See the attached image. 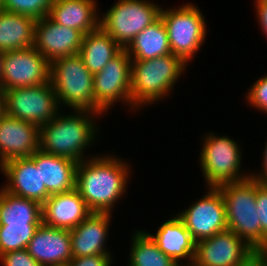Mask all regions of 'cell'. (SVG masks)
<instances>
[{"label":"cell","mask_w":267,"mask_h":266,"mask_svg":"<svg viewBox=\"0 0 267 266\" xmlns=\"http://www.w3.org/2000/svg\"><path fill=\"white\" fill-rule=\"evenodd\" d=\"M111 255H94L86 257L72 258L68 266H111Z\"/></svg>","instance_id":"33"},{"label":"cell","mask_w":267,"mask_h":266,"mask_svg":"<svg viewBox=\"0 0 267 266\" xmlns=\"http://www.w3.org/2000/svg\"><path fill=\"white\" fill-rule=\"evenodd\" d=\"M256 251L227 229L196 242L194 266H240Z\"/></svg>","instance_id":"13"},{"label":"cell","mask_w":267,"mask_h":266,"mask_svg":"<svg viewBox=\"0 0 267 266\" xmlns=\"http://www.w3.org/2000/svg\"><path fill=\"white\" fill-rule=\"evenodd\" d=\"M50 82V62L29 47L5 52L0 93L4 90Z\"/></svg>","instance_id":"11"},{"label":"cell","mask_w":267,"mask_h":266,"mask_svg":"<svg viewBox=\"0 0 267 266\" xmlns=\"http://www.w3.org/2000/svg\"><path fill=\"white\" fill-rule=\"evenodd\" d=\"M160 17L167 29L171 53L189 65L206 40L207 26L201 10L186 3L177 8H161Z\"/></svg>","instance_id":"6"},{"label":"cell","mask_w":267,"mask_h":266,"mask_svg":"<svg viewBox=\"0 0 267 266\" xmlns=\"http://www.w3.org/2000/svg\"><path fill=\"white\" fill-rule=\"evenodd\" d=\"M74 111L67 115H63V111L59 112L40 127L39 150L78 163L87 159L84 158L87 157L84 152L91 147L90 144L94 143L98 135L94 121L101 113L91 110Z\"/></svg>","instance_id":"2"},{"label":"cell","mask_w":267,"mask_h":266,"mask_svg":"<svg viewBox=\"0 0 267 266\" xmlns=\"http://www.w3.org/2000/svg\"><path fill=\"white\" fill-rule=\"evenodd\" d=\"M187 66L172 53L154 59L132 60L131 109L154 104L169 95Z\"/></svg>","instance_id":"4"},{"label":"cell","mask_w":267,"mask_h":266,"mask_svg":"<svg viewBox=\"0 0 267 266\" xmlns=\"http://www.w3.org/2000/svg\"><path fill=\"white\" fill-rule=\"evenodd\" d=\"M40 167L41 182L49 195L65 193L76 188L78 162L37 150L31 157Z\"/></svg>","instance_id":"20"},{"label":"cell","mask_w":267,"mask_h":266,"mask_svg":"<svg viewBox=\"0 0 267 266\" xmlns=\"http://www.w3.org/2000/svg\"><path fill=\"white\" fill-rule=\"evenodd\" d=\"M83 37L81 31L60 25L46 16L35 22L33 47L51 63L79 54Z\"/></svg>","instance_id":"14"},{"label":"cell","mask_w":267,"mask_h":266,"mask_svg":"<svg viewBox=\"0 0 267 266\" xmlns=\"http://www.w3.org/2000/svg\"><path fill=\"white\" fill-rule=\"evenodd\" d=\"M156 234L146 232L159 249L172 257L179 265L182 260L193 263L196 241L178 215L166 220L158 227Z\"/></svg>","instance_id":"21"},{"label":"cell","mask_w":267,"mask_h":266,"mask_svg":"<svg viewBox=\"0 0 267 266\" xmlns=\"http://www.w3.org/2000/svg\"><path fill=\"white\" fill-rule=\"evenodd\" d=\"M240 266H267V252H256Z\"/></svg>","instance_id":"36"},{"label":"cell","mask_w":267,"mask_h":266,"mask_svg":"<svg viewBox=\"0 0 267 266\" xmlns=\"http://www.w3.org/2000/svg\"><path fill=\"white\" fill-rule=\"evenodd\" d=\"M132 60H148L171 54L167 29L159 17L125 48Z\"/></svg>","instance_id":"25"},{"label":"cell","mask_w":267,"mask_h":266,"mask_svg":"<svg viewBox=\"0 0 267 266\" xmlns=\"http://www.w3.org/2000/svg\"><path fill=\"white\" fill-rule=\"evenodd\" d=\"M54 0H2V10L29 16L35 21L49 15Z\"/></svg>","instance_id":"29"},{"label":"cell","mask_w":267,"mask_h":266,"mask_svg":"<svg viewBox=\"0 0 267 266\" xmlns=\"http://www.w3.org/2000/svg\"><path fill=\"white\" fill-rule=\"evenodd\" d=\"M42 205L0 189V225H40Z\"/></svg>","instance_id":"26"},{"label":"cell","mask_w":267,"mask_h":266,"mask_svg":"<svg viewBox=\"0 0 267 266\" xmlns=\"http://www.w3.org/2000/svg\"><path fill=\"white\" fill-rule=\"evenodd\" d=\"M111 218V213L92 212L70 230L73 258L111 255V251L105 247Z\"/></svg>","instance_id":"18"},{"label":"cell","mask_w":267,"mask_h":266,"mask_svg":"<svg viewBox=\"0 0 267 266\" xmlns=\"http://www.w3.org/2000/svg\"><path fill=\"white\" fill-rule=\"evenodd\" d=\"M256 207L261 231L267 237V184H262L257 180Z\"/></svg>","instance_id":"32"},{"label":"cell","mask_w":267,"mask_h":266,"mask_svg":"<svg viewBox=\"0 0 267 266\" xmlns=\"http://www.w3.org/2000/svg\"><path fill=\"white\" fill-rule=\"evenodd\" d=\"M96 0H54L49 17L56 23L84 35L100 27Z\"/></svg>","instance_id":"22"},{"label":"cell","mask_w":267,"mask_h":266,"mask_svg":"<svg viewBox=\"0 0 267 266\" xmlns=\"http://www.w3.org/2000/svg\"><path fill=\"white\" fill-rule=\"evenodd\" d=\"M199 162L207 187L244 180L251 174L241 173V149L237 141L208 133L203 137Z\"/></svg>","instance_id":"7"},{"label":"cell","mask_w":267,"mask_h":266,"mask_svg":"<svg viewBox=\"0 0 267 266\" xmlns=\"http://www.w3.org/2000/svg\"><path fill=\"white\" fill-rule=\"evenodd\" d=\"M161 8L149 0H118L102 15L100 27L125 49L160 17Z\"/></svg>","instance_id":"8"},{"label":"cell","mask_w":267,"mask_h":266,"mask_svg":"<svg viewBox=\"0 0 267 266\" xmlns=\"http://www.w3.org/2000/svg\"><path fill=\"white\" fill-rule=\"evenodd\" d=\"M26 250L41 266L66 265L73 258L70 230L41 223Z\"/></svg>","instance_id":"16"},{"label":"cell","mask_w":267,"mask_h":266,"mask_svg":"<svg viewBox=\"0 0 267 266\" xmlns=\"http://www.w3.org/2000/svg\"><path fill=\"white\" fill-rule=\"evenodd\" d=\"M39 225H0V256L26 249Z\"/></svg>","instance_id":"28"},{"label":"cell","mask_w":267,"mask_h":266,"mask_svg":"<svg viewBox=\"0 0 267 266\" xmlns=\"http://www.w3.org/2000/svg\"><path fill=\"white\" fill-rule=\"evenodd\" d=\"M265 148L263 150L262 154V167L261 171L259 170L260 173L253 174L251 173V176L261 182L262 184H267V142L265 144Z\"/></svg>","instance_id":"35"},{"label":"cell","mask_w":267,"mask_h":266,"mask_svg":"<svg viewBox=\"0 0 267 266\" xmlns=\"http://www.w3.org/2000/svg\"><path fill=\"white\" fill-rule=\"evenodd\" d=\"M50 82L60 106L95 112L93 74L79 54L51 62Z\"/></svg>","instance_id":"5"},{"label":"cell","mask_w":267,"mask_h":266,"mask_svg":"<svg viewBox=\"0 0 267 266\" xmlns=\"http://www.w3.org/2000/svg\"><path fill=\"white\" fill-rule=\"evenodd\" d=\"M128 266H179L164 254L144 230H137L131 238Z\"/></svg>","instance_id":"27"},{"label":"cell","mask_w":267,"mask_h":266,"mask_svg":"<svg viewBox=\"0 0 267 266\" xmlns=\"http://www.w3.org/2000/svg\"><path fill=\"white\" fill-rule=\"evenodd\" d=\"M5 52L0 50V81L2 79L3 75V58H4Z\"/></svg>","instance_id":"37"},{"label":"cell","mask_w":267,"mask_h":266,"mask_svg":"<svg viewBox=\"0 0 267 266\" xmlns=\"http://www.w3.org/2000/svg\"><path fill=\"white\" fill-rule=\"evenodd\" d=\"M2 266H41L26 249L12 251L0 256Z\"/></svg>","instance_id":"31"},{"label":"cell","mask_w":267,"mask_h":266,"mask_svg":"<svg viewBox=\"0 0 267 266\" xmlns=\"http://www.w3.org/2000/svg\"><path fill=\"white\" fill-rule=\"evenodd\" d=\"M4 112L39 127L59 113L60 105L51 82L29 87H19L1 92Z\"/></svg>","instance_id":"9"},{"label":"cell","mask_w":267,"mask_h":266,"mask_svg":"<svg viewBox=\"0 0 267 266\" xmlns=\"http://www.w3.org/2000/svg\"><path fill=\"white\" fill-rule=\"evenodd\" d=\"M207 194L177 215L197 242L227 230L225 202L217 187H208Z\"/></svg>","instance_id":"12"},{"label":"cell","mask_w":267,"mask_h":266,"mask_svg":"<svg viewBox=\"0 0 267 266\" xmlns=\"http://www.w3.org/2000/svg\"><path fill=\"white\" fill-rule=\"evenodd\" d=\"M4 103H3V97L2 94L0 93V118L2 117V115L4 114Z\"/></svg>","instance_id":"38"},{"label":"cell","mask_w":267,"mask_h":266,"mask_svg":"<svg viewBox=\"0 0 267 266\" xmlns=\"http://www.w3.org/2000/svg\"><path fill=\"white\" fill-rule=\"evenodd\" d=\"M92 212L76 188L51 195L42 204V223L49 227L71 230Z\"/></svg>","instance_id":"19"},{"label":"cell","mask_w":267,"mask_h":266,"mask_svg":"<svg viewBox=\"0 0 267 266\" xmlns=\"http://www.w3.org/2000/svg\"><path fill=\"white\" fill-rule=\"evenodd\" d=\"M131 62L123 49L101 71L93 74L95 112L106 114L118 101L132 106Z\"/></svg>","instance_id":"10"},{"label":"cell","mask_w":267,"mask_h":266,"mask_svg":"<svg viewBox=\"0 0 267 266\" xmlns=\"http://www.w3.org/2000/svg\"><path fill=\"white\" fill-rule=\"evenodd\" d=\"M0 10H2V0H0Z\"/></svg>","instance_id":"40"},{"label":"cell","mask_w":267,"mask_h":266,"mask_svg":"<svg viewBox=\"0 0 267 266\" xmlns=\"http://www.w3.org/2000/svg\"><path fill=\"white\" fill-rule=\"evenodd\" d=\"M257 14V20L262 32L265 33L267 37V0H254Z\"/></svg>","instance_id":"34"},{"label":"cell","mask_w":267,"mask_h":266,"mask_svg":"<svg viewBox=\"0 0 267 266\" xmlns=\"http://www.w3.org/2000/svg\"><path fill=\"white\" fill-rule=\"evenodd\" d=\"M245 97L250 106L267 114V75L256 80Z\"/></svg>","instance_id":"30"},{"label":"cell","mask_w":267,"mask_h":266,"mask_svg":"<svg viewBox=\"0 0 267 266\" xmlns=\"http://www.w3.org/2000/svg\"><path fill=\"white\" fill-rule=\"evenodd\" d=\"M35 20L0 10V50L7 52L34 46Z\"/></svg>","instance_id":"24"},{"label":"cell","mask_w":267,"mask_h":266,"mask_svg":"<svg viewBox=\"0 0 267 266\" xmlns=\"http://www.w3.org/2000/svg\"><path fill=\"white\" fill-rule=\"evenodd\" d=\"M6 181L2 187L9 193L32 199L41 205L50 197L46 187L41 182L40 167L30 157L14 158L0 166Z\"/></svg>","instance_id":"17"},{"label":"cell","mask_w":267,"mask_h":266,"mask_svg":"<svg viewBox=\"0 0 267 266\" xmlns=\"http://www.w3.org/2000/svg\"><path fill=\"white\" fill-rule=\"evenodd\" d=\"M87 158L78 163L76 189L91 212L112 214L128 187L130 165L116 155Z\"/></svg>","instance_id":"1"},{"label":"cell","mask_w":267,"mask_h":266,"mask_svg":"<svg viewBox=\"0 0 267 266\" xmlns=\"http://www.w3.org/2000/svg\"><path fill=\"white\" fill-rule=\"evenodd\" d=\"M217 188L225 202L227 228L256 252H267V237L261 231L256 207L257 180L250 176Z\"/></svg>","instance_id":"3"},{"label":"cell","mask_w":267,"mask_h":266,"mask_svg":"<svg viewBox=\"0 0 267 266\" xmlns=\"http://www.w3.org/2000/svg\"><path fill=\"white\" fill-rule=\"evenodd\" d=\"M179 266H194L193 264H182V265H179Z\"/></svg>","instance_id":"39"},{"label":"cell","mask_w":267,"mask_h":266,"mask_svg":"<svg viewBox=\"0 0 267 266\" xmlns=\"http://www.w3.org/2000/svg\"><path fill=\"white\" fill-rule=\"evenodd\" d=\"M123 48L101 27L84 35L79 51L92 74L101 71Z\"/></svg>","instance_id":"23"},{"label":"cell","mask_w":267,"mask_h":266,"mask_svg":"<svg viewBox=\"0 0 267 266\" xmlns=\"http://www.w3.org/2000/svg\"><path fill=\"white\" fill-rule=\"evenodd\" d=\"M40 127L13 118H0V166L14 158L31 157L39 150Z\"/></svg>","instance_id":"15"}]
</instances>
